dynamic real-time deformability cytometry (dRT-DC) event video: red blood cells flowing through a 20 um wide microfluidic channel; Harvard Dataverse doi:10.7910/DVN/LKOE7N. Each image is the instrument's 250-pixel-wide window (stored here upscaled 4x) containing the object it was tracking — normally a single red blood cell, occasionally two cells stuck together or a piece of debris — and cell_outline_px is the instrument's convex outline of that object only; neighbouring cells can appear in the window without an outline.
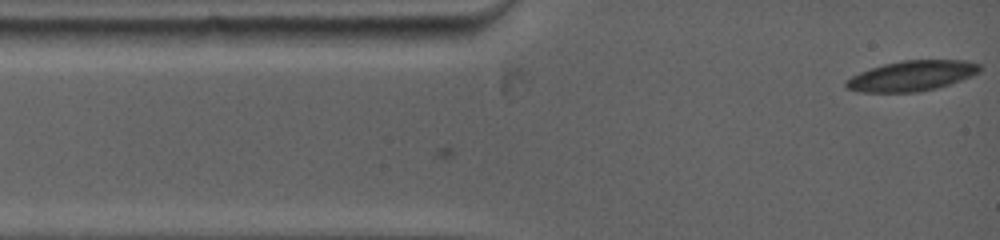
{"species": "common noctule bat (a hibernating species)", "species_latin": "Nyctalus noctula", "temperature_condition": "warm", "stored_images_in_passage": 4, "camera_frame_rate_fps": 5000, "um_per_image_px": 0.085, "animal": {"sex": "female", "body_mass_g": 19.0, "forearm_length_mm": 53.3}, "frame": {"image": 1, "passage_image": 1, "time_ms": 0.0, "image_size_px": [1000, 240], "cell_outline_px": [[984, 68], [980, 72], [972, 76], [936, 88], [916, 92], [860, 92], [848, 88], [844, 84], [844, 80], [860, 72], [884, 64], [900, 60], [964, 60], [980, 64]], "centroid_in_image_um": [77.52, 6.44], "position_along_channel_um": 7.5, "area_um2": 23.58}}